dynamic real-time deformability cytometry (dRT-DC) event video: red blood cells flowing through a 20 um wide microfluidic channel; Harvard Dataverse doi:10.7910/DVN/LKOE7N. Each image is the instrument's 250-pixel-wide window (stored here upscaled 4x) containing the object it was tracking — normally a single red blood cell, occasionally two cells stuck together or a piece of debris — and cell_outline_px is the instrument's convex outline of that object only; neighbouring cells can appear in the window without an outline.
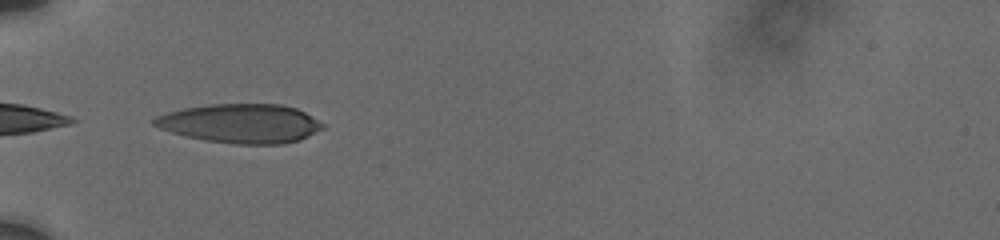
{"species": "human", "species_latin": "Homo sapiens", "temperature_condition": "cold", "stored_images_in_passage": 28, "camera_frame_rate_fps": 3000, "um_per_image_px": 0.085, "donor": {"sex": "male"}, "frame": {"image": 1, "passage_image": 1, "time_ms": 0.0, "image_size_px": [1000, 240], "cell_outline_px": [[324, 128], [300, 140], [284, 144], [236, 144], [204, 140], [172, 132], [160, 128], [152, 124], [152, 120], [156, 116], [168, 112], [184, 108], [212, 104], [280, 104], [296, 108], [304, 112], [324, 124]], "centroid_in_image_um": [20.47, 10.49], "position_along_channel_um": 64.5, "area_um2": 38.21}}
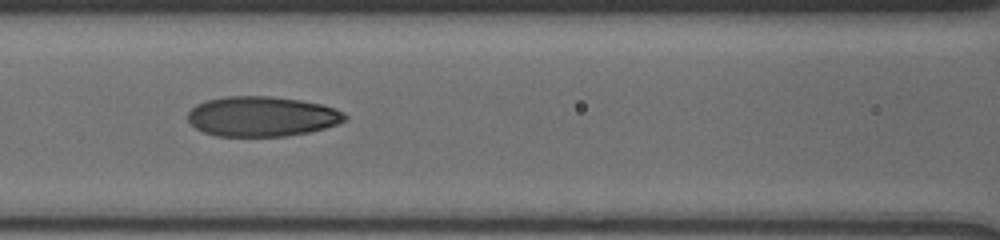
{"frame": {"image": 2, "passage_image": 11, "time_ms": 2.333, "image_size_px": [1000, 240], "cell_outline_px": [[348, 116], [344, 120], [336, 124], [324, 128], [308, 132], [284, 136], [216, 136], [204, 132], [196, 128], [188, 120], [188, 112], [196, 104], [208, 100], [224, 96], [272, 96], [300, 100], [320, 104], [344, 112]], "centroid_in_image_um": [22.24, 9.89], "position_along_channel_um": 144.4, "area_um2": 36.47}}
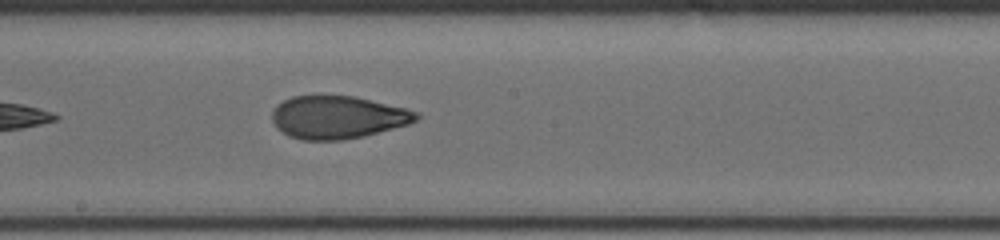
{"frame": {"image": 3, "passage_image": 18, "time_ms": 4.333, "image_size_px": [1000, 240], "cell_outline_px": [[420, 116], [416, 120], [408, 124], [364, 136], [344, 140], [304, 140], [288, 136], [276, 128], [272, 120], [272, 112], [276, 104], [292, 96], [356, 96], [420, 112]], "centroid_in_image_um": [28.68, 9.97], "position_along_channel_um": 219.5, "area_um2": 36.01}}